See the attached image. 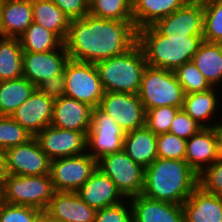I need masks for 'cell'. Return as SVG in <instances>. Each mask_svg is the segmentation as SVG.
<instances>
[{"label":"cell","instance_id":"6da1fadb","mask_svg":"<svg viewBox=\"0 0 222 222\" xmlns=\"http://www.w3.org/2000/svg\"><path fill=\"white\" fill-rule=\"evenodd\" d=\"M136 43L133 22L108 20L90 13L71 20L64 41L69 59L88 63L125 54Z\"/></svg>","mask_w":222,"mask_h":222},{"label":"cell","instance_id":"7a4b0ae2","mask_svg":"<svg viewBox=\"0 0 222 222\" xmlns=\"http://www.w3.org/2000/svg\"><path fill=\"white\" fill-rule=\"evenodd\" d=\"M199 186V175L185 160L157 158L145 168L142 195L182 205Z\"/></svg>","mask_w":222,"mask_h":222},{"label":"cell","instance_id":"3957f363","mask_svg":"<svg viewBox=\"0 0 222 222\" xmlns=\"http://www.w3.org/2000/svg\"><path fill=\"white\" fill-rule=\"evenodd\" d=\"M203 36H164L153 25L137 30V44L141 47L147 66L175 71L191 62Z\"/></svg>","mask_w":222,"mask_h":222},{"label":"cell","instance_id":"277c9868","mask_svg":"<svg viewBox=\"0 0 222 222\" xmlns=\"http://www.w3.org/2000/svg\"><path fill=\"white\" fill-rule=\"evenodd\" d=\"M105 92L138 94L147 62L136 43L125 54L95 63Z\"/></svg>","mask_w":222,"mask_h":222},{"label":"cell","instance_id":"5b68a950","mask_svg":"<svg viewBox=\"0 0 222 222\" xmlns=\"http://www.w3.org/2000/svg\"><path fill=\"white\" fill-rule=\"evenodd\" d=\"M138 95L145 111H148L165 106L182 109L185 93L174 71L147 66Z\"/></svg>","mask_w":222,"mask_h":222},{"label":"cell","instance_id":"8992f818","mask_svg":"<svg viewBox=\"0 0 222 222\" xmlns=\"http://www.w3.org/2000/svg\"><path fill=\"white\" fill-rule=\"evenodd\" d=\"M55 193L50 174L20 176L9 174L0 191V201L38 208L43 212Z\"/></svg>","mask_w":222,"mask_h":222},{"label":"cell","instance_id":"52a82bcc","mask_svg":"<svg viewBox=\"0 0 222 222\" xmlns=\"http://www.w3.org/2000/svg\"><path fill=\"white\" fill-rule=\"evenodd\" d=\"M63 74L65 96L93 108L99 106L105 91L95 63L69 59L65 64Z\"/></svg>","mask_w":222,"mask_h":222},{"label":"cell","instance_id":"ba28073f","mask_svg":"<svg viewBox=\"0 0 222 222\" xmlns=\"http://www.w3.org/2000/svg\"><path fill=\"white\" fill-rule=\"evenodd\" d=\"M98 168L115 183L125 198L142 194L145 168L123 150L103 156L98 160Z\"/></svg>","mask_w":222,"mask_h":222},{"label":"cell","instance_id":"9c48e42d","mask_svg":"<svg viewBox=\"0 0 222 222\" xmlns=\"http://www.w3.org/2000/svg\"><path fill=\"white\" fill-rule=\"evenodd\" d=\"M125 132L99 107L93 108L87 133V153L95 160L123 150Z\"/></svg>","mask_w":222,"mask_h":222},{"label":"cell","instance_id":"30bf717a","mask_svg":"<svg viewBox=\"0 0 222 222\" xmlns=\"http://www.w3.org/2000/svg\"><path fill=\"white\" fill-rule=\"evenodd\" d=\"M97 168L98 161L87 152L51 160L50 176L54 190L76 192Z\"/></svg>","mask_w":222,"mask_h":222},{"label":"cell","instance_id":"8fae6325","mask_svg":"<svg viewBox=\"0 0 222 222\" xmlns=\"http://www.w3.org/2000/svg\"><path fill=\"white\" fill-rule=\"evenodd\" d=\"M98 107L125 133L145 126L146 111L138 94L104 92Z\"/></svg>","mask_w":222,"mask_h":222},{"label":"cell","instance_id":"7c38bea8","mask_svg":"<svg viewBox=\"0 0 222 222\" xmlns=\"http://www.w3.org/2000/svg\"><path fill=\"white\" fill-rule=\"evenodd\" d=\"M9 174L20 176H40L50 174L51 159L42 151L36 139L10 147L5 151Z\"/></svg>","mask_w":222,"mask_h":222},{"label":"cell","instance_id":"4fadbf2b","mask_svg":"<svg viewBox=\"0 0 222 222\" xmlns=\"http://www.w3.org/2000/svg\"><path fill=\"white\" fill-rule=\"evenodd\" d=\"M87 133L47 126L35 137L51 159L72 157L87 152Z\"/></svg>","mask_w":222,"mask_h":222},{"label":"cell","instance_id":"5bb4252c","mask_svg":"<svg viewBox=\"0 0 222 222\" xmlns=\"http://www.w3.org/2000/svg\"><path fill=\"white\" fill-rule=\"evenodd\" d=\"M203 4L189 1L153 26L164 36H203Z\"/></svg>","mask_w":222,"mask_h":222},{"label":"cell","instance_id":"9a60e30c","mask_svg":"<svg viewBox=\"0 0 222 222\" xmlns=\"http://www.w3.org/2000/svg\"><path fill=\"white\" fill-rule=\"evenodd\" d=\"M68 60L65 44L58 49L42 53L23 52V77L36 87L48 77L63 74Z\"/></svg>","mask_w":222,"mask_h":222},{"label":"cell","instance_id":"2e32d148","mask_svg":"<svg viewBox=\"0 0 222 222\" xmlns=\"http://www.w3.org/2000/svg\"><path fill=\"white\" fill-rule=\"evenodd\" d=\"M53 106L54 101L35 88L30 97L17 108L11 117L35 137L51 124Z\"/></svg>","mask_w":222,"mask_h":222},{"label":"cell","instance_id":"e0dca14e","mask_svg":"<svg viewBox=\"0 0 222 222\" xmlns=\"http://www.w3.org/2000/svg\"><path fill=\"white\" fill-rule=\"evenodd\" d=\"M220 92L222 93L221 88L213 87L204 92L186 94L184 96L182 110L201 127H215L222 121V117H219L222 115V112L220 113V111H222V94H220ZM215 117H219V119Z\"/></svg>","mask_w":222,"mask_h":222},{"label":"cell","instance_id":"ac0fdd59","mask_svg":"<svg viewBox=\"0 0 222 222\" xmlns=\"http://www.w3.org/2000/svg\"><path fill=\"white\" fill-rule=\"evenodd\" d=\"M96 210L76 192L55 191L44 213L62 222H94Z\"/></svg>","mask_w":222,"mask_h":222},{"label":"cell","instance_id":"d6986e66","mask_svg":"<svg viewBox=\"0 0 222 222\" xmlns=\"http://www.w3.org/2000/svg\"><path fill=\"white\" fill-rule=\"evenodd\" d=\"M79 197L96 211L117 205L126 198L117 189L115 183L99 168L76 191Z\"/></svg>","mask_w":222,"mask_h":222},{"label":"cell","instance_id":"ffe728a7","mask_svg":"<svg viewBox=\"0 0 222 222\" xmlns=\"http://www.w3.org/2000/svg\"><path fill=\"white\" fill-rule=\"evenodd\" d=\"M133 222H185L183 206L150 199L142 194L129 198Z\"/></svg>","mask_w":222,"mask_h":222},{"label":"cell","instance_id":"44dd1931","mask_svg":"<svg viewBox=\"0 0 222 222\" xmlns=\"http://www.w3.org/2000/svg\"><path fill=\"white\" fill-rule=\"evenodd\" d=\"M92 111L93 107L90 105L63 96L54 101L53 117L50 125L66 130L88 132Z\"/></svg>","mask_w":222,"mask_h":222},{"label":"cell","instance_id":"7402d4cb","mask_svg":"<svg viewBox=\"0 0 222 222\" xmlns=\"http://www.w3.org/2000/svg\"><path fill=\"white\" fill-rule=\"evenodd\" d=\"M217 160V138L214 127H203L187 140L185 161L198 175Z\"/></svg>","mask_w":222,"mask_h":222},{"label":"cell","instance_id":"603a6c76","mask_svg":"<svg viewBox=\"0 0 222 222\" xmlns=\"http://www.w3.org/2000/svg\"><path fill=\"white\" fill-rule=\"evenodd\" d=\"M32 22V0H0L1 37L19 38Z\"/></svg>","mask_w":222,"mask_h":222},{"label":"cell","instance_id":"cb8c5ba5","mask_svg":"<svg viewBox=\"0 0 222 222\" xmlns=\"http://www.w3.org/2000/svg\"><path fill=\"white\" fill-rule=\"evenodd\" d=\"M185 222H222V196L198 186L182 204Z\"/></svg>","mask_w":222,"mask_h":222},{"label":"cell","instance_id":"d4e9b609","mask_svg":"<svg viewBox=\"0 0 222 222\" xmlns=\"http://www.w3.org/2000/svg\"><path fill=\"white\" fill-rule=\"evenodd\" d=\"M155 135L146 125L126 132L123 151L143 168L148 167L157 159Z\"/></svg>","mask_w":222,"mask_h":222},{"label":"cell","instance_id":"484cf974","mask_svg":"<svg viewBox=\"0 0 222 222\" xmlns=\"http://www.w3.org/2000/svg\"><path fill=\"white\" fill-rule=\"evenodd\" d=\"M190 0H133L132 15L136 30L154 25L158 20L185 6Z\"/></svg>","mask_w":222,"mask_h":222},{"label":"cell","instance_id":"4316f807","mask_svg":"<svg viewBox=\"0 0 222 222\" xmlns=\"http://www.w3.org/2000/svg\"><path fill=\"white\" fill-rule=\"evenodd\" d=\"M191 62L213 87L222 88V43L203 40Z\"/></svg>","mask_w":222,"mask_h":222},{"label":"cell","instance_id":"83f0119b","mask_svg":"<svg viewBox=\"0 0 222 222\" xmlns=\"http://www.w3.org/2000/svg\"><path fill=\"white\" fill-rule=\"evenodd\" d=\"M33 22L66 40L71 19L52 0H32Z\"/></svg>","mask_w":222,"mask_h":222},{"label":"cell","instance_id":"f1b7e54d","mask_svg":"<svg viewBox=\"0 0 222 222\" xmlns=\"http://www.w3.org/2000/svg\"><path fill=\"white\" fill-rule=\"evenodd\" d=\"M25 77L0 81V116H12L35 90Z\"/></svg>","mask_w":222,"mask_h":222},{"label":"cell","instance_id":"f546056e","mask_svg":"<svg viewBox=\"0 0 222 222\" xmlns=\"http://www.w3.org/2000/svg\"><path fill=\"white\" fill-rule=\"evenodd\" d=\"M23 76V50L18 38L0 36V81Z\"/></svg>","mask_w":222,"mask_h":222},{"label":"cell","instance_id":"4dcf8cb0","mask_svg":"<svg viewBox=\"0 0 222 222\" xmlns=\"http://www.w3.org/2000/svg\"><path fill=\"white\" fill-rule=\"evenodd\" d=\"M23 52L42 53L60 48L64 42L52 31L34 22L19 36Z\"/></svg>","mask_w":222,"mask_h":222},{"label":"cell","instance_id":"1f68e13d","mask_svg":"<svg viewBox=\"0 0 222 222\" xmlns=\"http://www.w3.org/2000/svg\"><path fill=\"white\" fill-rule=\"evenodd\" d=\"M89 13L108 20L133 22L132 3L129 0H95L89 7Z\"/></svg>","mask_w":222,"mask_h":222},{"label":"cell","instance_id":"d6a6232c","mask_svg":"<svg viewBox=\"0 0 222 222\" xmlns=\"http://www.w3.org/2000/svg\"><path fill=\"white\" fill-rule=\"evenodd\" d=\"M203 8V40L222 43V0L207 2L203 4Z\"/></svg>","mask_w":222,"mask_h":222},{"label":"cell","instance_id":"836d02e7","mask_svg":"<svg viewBox=\"0 0 222 222\" xmlns=\"http://www.w3.org/2000/svg\"><path fill=\"white\" fill-rule=\"evenodd\" d=\"M174 73L185 95L193 92H204L213 88L192 62L179 66Z\"/></svg>","mask_w":222,"mask_h":222},{"label":"cell","instance_id":"e575fe53","mask_svg":"<svg viewBox=\"0 0 222 222\" xmlns=\"http://www.w3.org/2000/svg\"><path fill=\"white\" fill-rule=\"evenodd\" d=\"M33 136L11 116H0V150L18 146Z\"/></svg>","mask_w":222,"mask_h":222},{"label":"cell","instance_id":"d590c367","mask_svg":"<svg viewBox=\"0 0 222 222\" xmlns=\"http://www.w3.org/2000/svg\"><path fill=\"white\" fill-rule=\"evenodd\" d=\"M186 143V139L169 132L157 135V158L185 160Z\"/></svg>","mask_w":222,"mask_h":222},{"label":"cell","instance_id":"8d00e7d4","mask_svg":"<svg viewBox=\"0 0 222 222\" xmlns=\"http://www.w3.org/2000/svg\"><path fill=\"white\" fill-rule=\"evenodd\" d=\"M43 213L35 207L0 201V222H38Z\"/></svg>","mask_w":222,"mask_h":222},{"label":"cell","instance_id":"74e56055","mask_svg":"<svg viewBox=\"0 0 222 222\" xmlns=\"http://www.w3.org/2000/svg\"><path fill=\"white\" fill-rule=\"evenodd\" d=\"M181 108L165 106L146 111L145 125L155 134L169 132L170 126L177 112Z\"/></svg>","mask_w":222,"mask_h":222},{"label":"cell","instance_id":"f35d334b","mask_svg":"<svg viewBox=\"0 0 222 222\" xmlns=\"http://www.w3.org/2000/svg\"><path fill=\"white\" fill-rule=\"evenodd\" d=\"M199 186L209 194L222 196V160L218 159L199 175Z\"/></svg>","mask_w":222,"mask_h":222},{"label":"cell","instance_id":"ab89813d","mask_svg":"<svg viewBox=\"0 0 222 222\" xmlns=\"http://www.w3.org/2000/svg\"><path fill=\"white\" fill-rule=\"evenodd\" d=\"M94 222H133L129 198L117 205L98 210Z\"/></svg>","mask_w":222,"mask_h":222},{"label":"cell","instance_id":"60d3db41","mask_svg":"<svg viewBox=\"0 0 222 222\" xmlns=\"http://www.w3.org/2000/svg\"><path fill=\"white\" fill-rule=\"evenodd\" d=\"M202 128L195 120L180 109L172 121L169 133L188 140Z\"/></svg>","mask_w":222,"mask_h":222},{"label":"cell","instance_id":"b9f144b4","mask_svg":"<svg viewBox=\"0 0 222 222\" xmlns=\"http://www.w3.org/2000/svg\"><path fill=\"white\" fill-rule=\"evenodd\" d=\"M36 88L49 99L56 101L65 96L64 74H58L44 79Z\"/></svg>","mask_w":222,"mask_h":222},{"label":"cell","instance_id":"7bdbcfd3","mask_svg":"<svg viewBox=\"0 0 222 222\" xmlns=\"http://www.w3.org/2000/svg\"><path fill=\"white\" fill-rule=\"evenodd\" d=\"M71 20L83 18L89 13L85 0H52Z\"/></svg>","mask_w":222,"mask_h":222},{"label":"cell","instance_id":"ee69618b","mask_svg":"<svg viewBox=\"0 0 222 222\" xmlns=\"http://www.w3.org/2000/svg\"><path fill=\"white\" fill-rule=\"evenodd\" d=\"M9 177V172L7 168L6 155L3 150H0V191L2 190L5 181Z\"/></svg>","mask_w":222,"mask_h":222},{"label":"cell","instance_id":"f6af8a7d","mask_svg":"<svg viewBox=\"0 0 222 222\" xmlns=\"http://www.w3.org/2000/svg\"><path fill=\"white\" fill-rule=\"evenodd\" d=\"M214 128L217 138L218 159L222 160V121H220Z\"/></svg>","mask_w":222,"mask_h":222},{"label":"cell","instance_id":"bcb514c9","mask_svg":"<svg viewBox=\"0 0 222 222\" xmlns=\"http://www.w3.org/2000/svg\"><path fill=\"white\" fill-rule=\"evenodd\" d=\"M41 219H42L44 222H62V221L55 220V219H52V218L48 217L45 213H43Z\"/></svg>","mask_w":222,"mask_h":222},{"label":"cell","instance_id":"7dc6e473","mask_svg":"<svg viewBox=\"0 0 222 222\" xmlns=\"http://www.w3.org/2000/svg\"><path fill=\"white\" fill-rule=\"evenodd\" d=\"M191 2L198 3V4H205L207 2L213 1V0H190Z\"/></svg>","mask_w":222,"mask_h":222},{"label":"cell","instance_id":"c3c4849f","mask_svg":"<svg viewBox=\"0 0 222 222\" xmlns=\"http://www.w3.org/2000/svg\"><path fill=\"white\" fill-rule=\"evenodd\" d=\"M85 2L90 7L95 2V0H85Z\"/></svg>","mask_w":222,"mask_h":222}]
</instances>
